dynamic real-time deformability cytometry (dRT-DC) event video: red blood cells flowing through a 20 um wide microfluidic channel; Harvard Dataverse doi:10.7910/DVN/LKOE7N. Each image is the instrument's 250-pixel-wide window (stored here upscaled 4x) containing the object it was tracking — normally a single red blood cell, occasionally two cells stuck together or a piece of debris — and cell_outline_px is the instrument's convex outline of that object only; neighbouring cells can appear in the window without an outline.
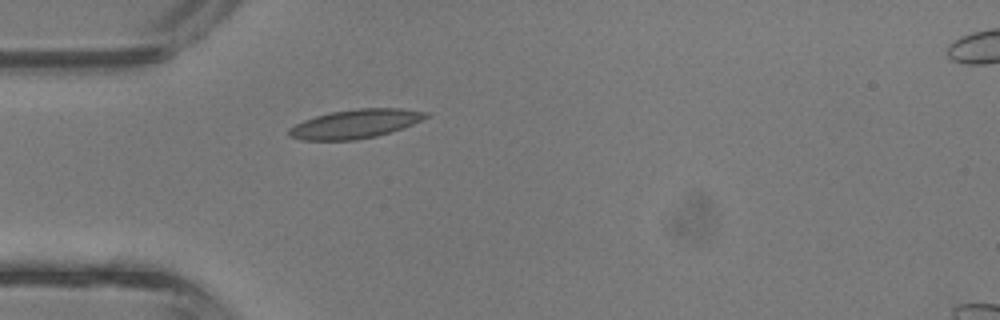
{"species": "common noctule bat (a hibernating species)", "species_latin": "Nyctalus noctula", "temperature_condition": "room temperature", "stored_images_in_passage": 3, "camera_frame_rate_fps": 3000, "um_per_image_px": 0.085, "animal": {"sex": "male", "body_mass_g": 13.3}, "frame": {"image": 1, "passage_image": 3, "time_ms": 0.667, "image_size_px": [1000, 320], "cell_outline_px": [[428, 116], [404, 128], [376, 136], [356, 140], [300, 140], [288, 136], [288, 128], [304, 120], [316, 116], [332, 112], [360, 108], [404, 108], [428, 112]], "centroid_in_image_um": [30.19, 10.53], "position_along_channel_um": 54.8, "area_um2": 23.0}}